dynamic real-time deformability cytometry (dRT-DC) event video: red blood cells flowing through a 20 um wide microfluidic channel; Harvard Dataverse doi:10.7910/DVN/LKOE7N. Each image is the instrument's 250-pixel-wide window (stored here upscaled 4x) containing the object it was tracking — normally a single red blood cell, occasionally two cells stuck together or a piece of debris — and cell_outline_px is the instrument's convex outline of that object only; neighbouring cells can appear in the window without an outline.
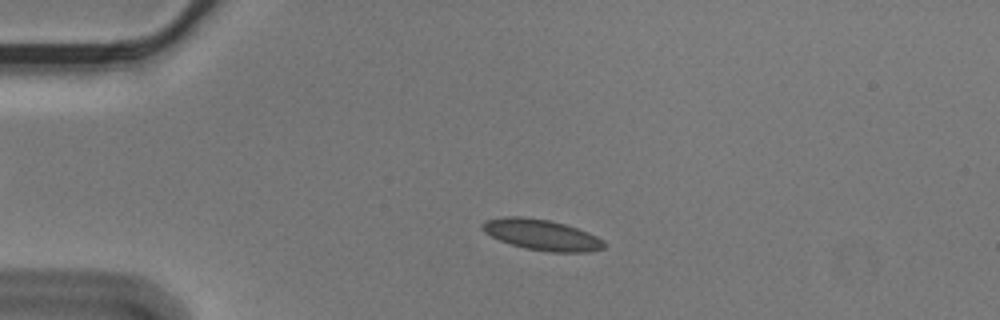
{"species": "Egyptian fruit bat (a non-hibernating species)", "species_latin": "Rousettus aegyptiacus", "temperature_condition": "cold", "stored_images_in_passage": 54, "camera_frame_rate_fps": 3000, "um_per_image_px": 0.085, "animal": {"sex": "male"}, "frame": {"image": 1, "passage_image": 11, "time_ms": 3.333, "image_size_px": [1000, 320], "cell_outline_px": [[604, 248], [588, 252], [552, 252], [524, 248], [500, 240], [484, 232], [480, 228], [480, 224], [484, 220], [504, 216], [520, 216], [548, 220], [564, 224], [588, 232], [604, 240]], "centroid_in_image_um": [46.01, 19.95], "position_along_channel_um": 39.0, "area_um2": 21.79}}
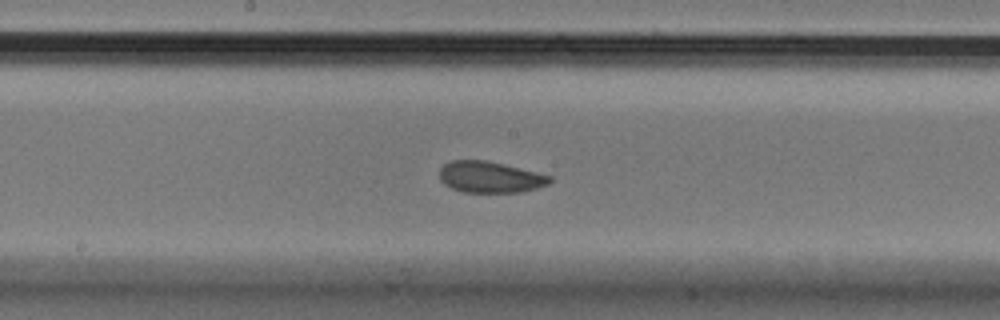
{"frame": {"image": 2, "passage_image": 28, "time_ms": 9.0, "image_size_px": [1000, 320], "cell_outline_px": [[552, 180], [548, 184], [536, 188], [520, 192], [464, 192], [452, 188], [444, 184], [440, 180], [440, 168], [444, 164], [452, 160], [484, 160], [504, 164], [552, 176]], "centroid_in_image_um": [41.64, 15.05], "position_along_channel_um": 206.6, "area_um2": 20.0}}
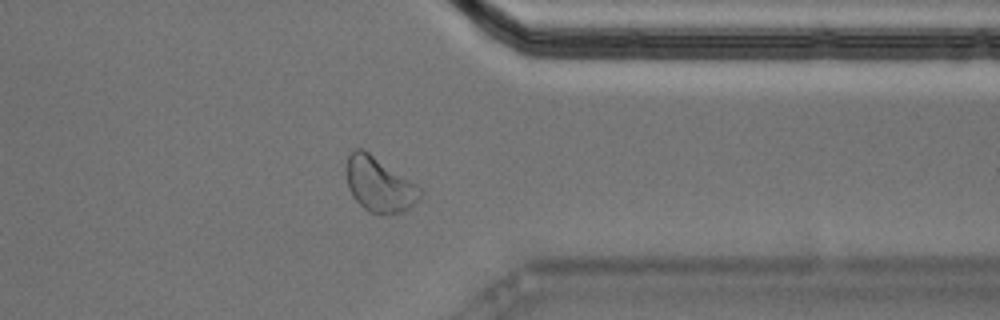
{"frame": {"image": 3, "passage_image": 43, "time_ms": 14.0, "image_size_px": [1000, 320], "cell_outline_px": [[420, 196], [408, 208], [400, 212], [368, 212], [352, 196], [348, 188], [344, 172], [344, 168], [348, 156], [352, 148], [364, 148], [416, 184], [420, 188]], "centroid_in_image_um": [32.14, 15.61], "position_along_channel_um": 379.3, "area_um2": 23.35}, "authors_computed_cell_mechanics": {"area_um2": 20.808, "velocity_mm_per_s": 3.5495, "shape_relaxation_time_tau1_ms": null, "shape_relaxation_time_tau2_ms": 1.8323, "deformation_change_tau1": null, "deformation_change_tau2": 0.0687}}